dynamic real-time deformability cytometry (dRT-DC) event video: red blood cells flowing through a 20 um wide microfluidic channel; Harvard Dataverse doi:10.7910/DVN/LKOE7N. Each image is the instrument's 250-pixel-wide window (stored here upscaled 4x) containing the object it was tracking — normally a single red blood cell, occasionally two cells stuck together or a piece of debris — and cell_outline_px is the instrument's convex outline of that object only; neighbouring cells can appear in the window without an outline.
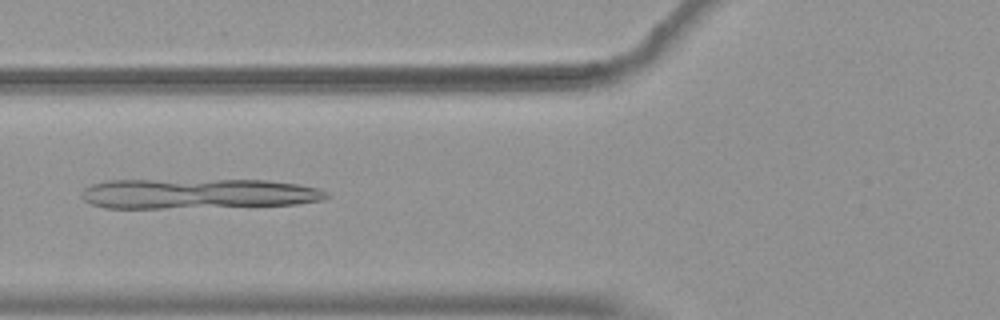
{"species": "common noctule bat (a hibernating species)", "species_latin": "Nyctalus noctula", "temperature_condition": "warm", "stored_images_in_passage": 53, "camera_frame_rate_fps": 3000, "um_per_image_px": 0.085, "animal": {"sex": "female", "body_mass_g": 19.9}, "frame": {"image": 1, "passage_image": 21, "time_ms": 6.667, "image_size_px": [1000, 320], "cell_outline_px": [[332, 196], [324, 200], [296, 204], [164, 208], [104, 208], [92, 204], [84, 200], [80, 196], [80, 192], [84, 188], [92, 184], [108, 180], [268, 180], [296, 184], [316, 188], [328, 192]], "centroid_in_image_um": [16.8, 16.46], "position_along_channel_um": 109.0, "area_um2": 43.06}}
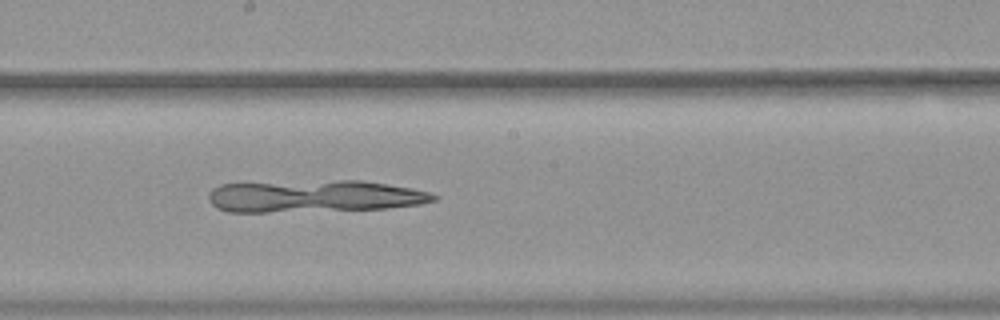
{"frame": {"image": 2, "passage_image": 30, "time_ms": 9.667, "image_size_px": [1000, 320], "cell_outline_px": [[440, 196], [436, 200], [420, 204], [388, 208], [268, 212], [228, 212], [216, 208], [208, 200], [208, 192], [212, 188], [220, 184], [340, 180], [360, 180], [388, 184], [412, 188], [428, 192]], "centroid_in_image_um": [26.7, 16.68], "position_along_channel_um": 221.5, "area_um2": 42.14}}
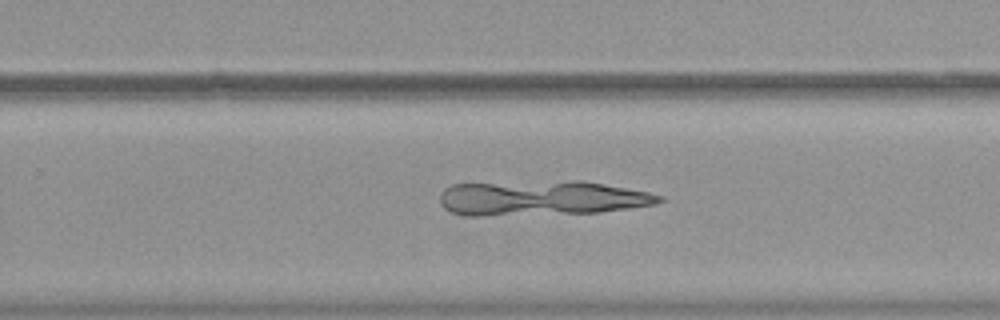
{"frame": {"image": 3, "passage_image": 35, "time_ms": 11.333, "image_size_px": [1000, 320], "cell_outline_px": [[664, 200], [656, 204], [600, 212], [480, 216], [464, 216], [452, 212], [444, 208], [440, 204], [440, 192], [444, 188], [452, 184], [572, 180], [580, 180], [604, 184], [648, 192], [664, 196]], "centroid_in_image_um": [46.0, 16.83], "position_along_channel_um": 283.8, "area_um2": 44.8}}